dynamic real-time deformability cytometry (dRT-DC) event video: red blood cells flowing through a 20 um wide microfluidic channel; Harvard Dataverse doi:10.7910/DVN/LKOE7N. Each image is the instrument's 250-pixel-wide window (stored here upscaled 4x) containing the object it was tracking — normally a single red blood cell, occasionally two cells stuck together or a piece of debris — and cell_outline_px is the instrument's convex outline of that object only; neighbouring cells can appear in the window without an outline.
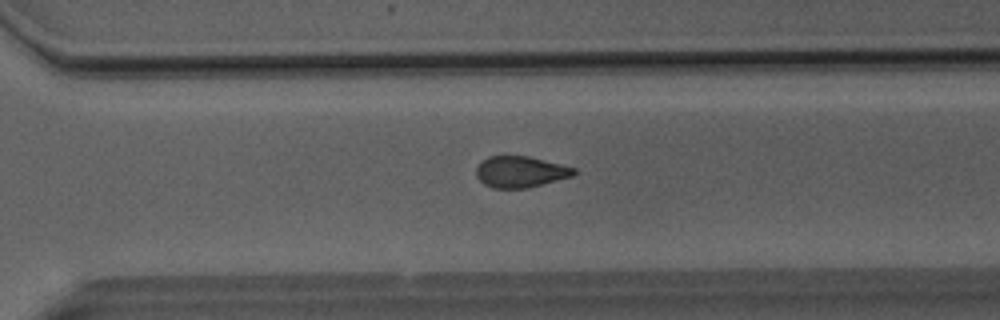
{"species": "Egyptian fruit bat (a non-hibernating species)", "species_latin": "Rousettus aegyptiacus", "temperature_condition": "room temperature", "stored_images_in_passage": 37, "camera_frame_rate_fps": 3000, "um_per_image_px": 0.085, "animal": {"sex": "male"}, "frame": {"image": 1, "passage_image": 21, "time_ms": 6.667, "image_size_px": [1000, 320], "cell_outline_px": [[576, 172], [572, 176], [528, 188], [492, 188], [484, 184], [476, 176], [476, 168], [488, 156], [528, 156], [576, 168]], "centroid_in_image_um": [44.23, 14.61], "position_along_channel_um": 326.4, "area_um2": 17.63}}
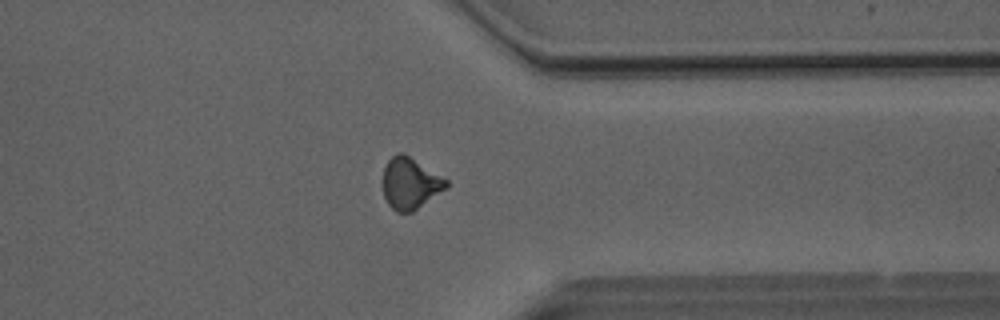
{"frame": {"image": 2, "passage_image": 25, "time_ms": 8.0, "image_size_px": [1000, 320], "cell_outline_px": [[448, 188], [412, 212], [396, 212], [388, 204], [384, 196], [380, 184], [384, 168], [388, 160], [396, 152], [404, 152], [448, 180]], "centroid_in_image_um": [34.83, 15.57], "position_along_channel_um": 376.6, "area_um2": 19.42}}
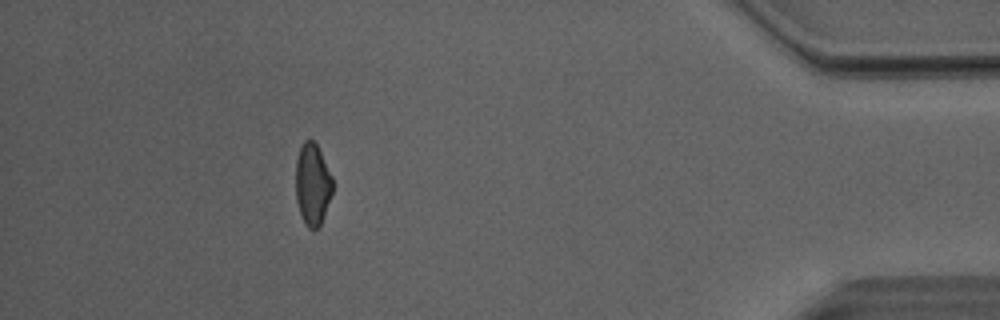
{"frame": {"image": 3, "passage_image": 31, "time_ms": 10.0, "image_size_px": [1000, 320], "cell_outline_px": [[332, 192], [320, 224], [316, 228], [308, 228], [300, 212], [296, 200], [296, 160], [300, 148], [304, 140], [312, 140], [316, 144], [332, 176]], "centroid_in_image_um": [26.55, 15.64], "position_along_channel_um": 408.7, "area_um2": 17.11}}